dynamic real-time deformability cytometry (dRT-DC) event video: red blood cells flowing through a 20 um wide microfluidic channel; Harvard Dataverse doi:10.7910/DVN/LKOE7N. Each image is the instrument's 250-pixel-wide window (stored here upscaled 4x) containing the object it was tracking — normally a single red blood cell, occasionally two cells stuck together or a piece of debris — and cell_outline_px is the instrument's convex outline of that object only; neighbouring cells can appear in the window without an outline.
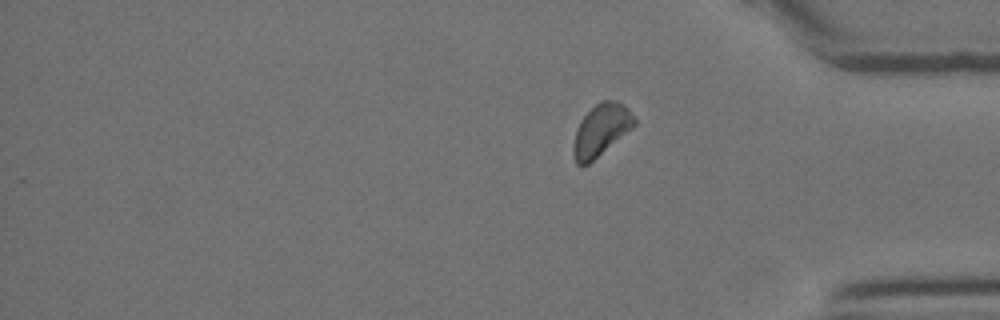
{"species": "Egyptian fruit bat (a non-hibernating species)", "species_latin": "Rousettus aegyptiacus", "temperature_condition": "room temperature", "stored_images_in_passage": 28, "segment_of_instrument_passage": [2, 2], "camera_frame_rate_fps": 3000, "um_per_image_px": 0.085, "animal": {"sex": "female"}, "frame": {"image": 1, "passage_image": 28, "time_ms": 9.0, "image_size_px": [1000, 320], "cell_outline_px": [[636, 124], [632, 128], [588, 164], [576, 164], [572, 152], [572, 148], [576, 128], [580, 120], [600, 100], [616, 100], [624, 104], [628, 108], [636, 120]], "centroid_in_image_um": [51.08, 11.03], "position_along_channel_um": 384.1, "area_um2": 18.26}}